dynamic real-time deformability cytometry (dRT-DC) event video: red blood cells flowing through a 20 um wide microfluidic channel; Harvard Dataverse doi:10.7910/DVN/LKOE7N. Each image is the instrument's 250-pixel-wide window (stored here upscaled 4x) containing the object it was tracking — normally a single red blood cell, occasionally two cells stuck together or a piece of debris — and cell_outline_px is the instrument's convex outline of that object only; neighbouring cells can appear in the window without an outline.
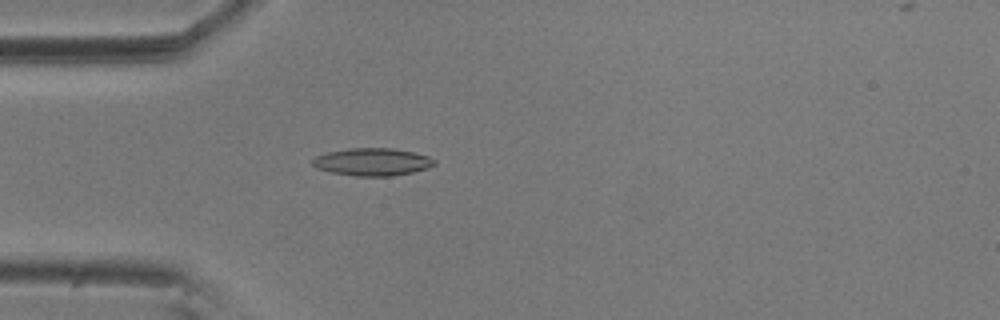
{"species": "common noctule bat (a hibernating species)", "species_latin": "Nyctalus noctula", "temperature_condition": "room temperature", "stored_images_in_passage": 55, "camera_frame_rate_fps": 3000, "um_per_image_px": 0.085, "animal": {"sex": "male", "body_mass_g": 20.5, "forearm_length_mm": 52.5}, "frame": {"image": 1, "passage_image": 15, "time_ms": 4.667, "image_size_px": [1000, 320], "cell_outline_px": [[436, 164], [428, 168], [412, 172], [392, 176], [356, 176], [332, 172], [316, 168], [312, 164], [312, 160], [316, 156], [328, 152], [348, 148], [392, 148], [412, 152], [428, 156], [436, 160]], "centroid_in_image_um": [31.66, 13.76], "position_along_channel_um": 53.3, "area_um2": 19.54}}
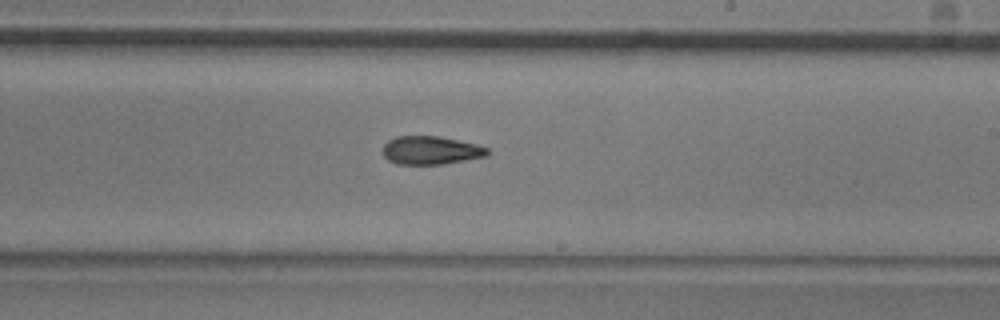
{"frame": {"image": 2, "passage_image": 32, "time_ms": 10.333, "image_size_px": [1000, 320], "cell_outline_px": [[488, 156], [440, 164], [396, 164], [388, 160], [384, 156], [384, 144], [388, 140], [396, 136], [440, 136], [476, 144], [488, 148]], "centroid_in_image_um": [36.61, 12.77], "position_along_channel_um": 252.4, "area_um2": 17.17}}
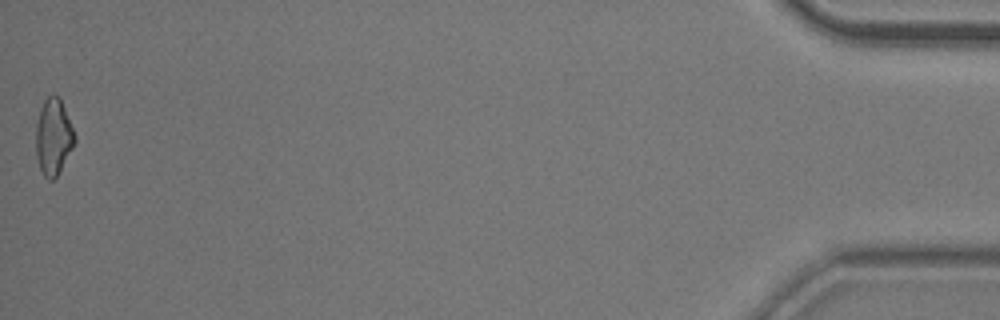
{"frame": {"image": 3, "passage_image": 55, "time_ms": 18.0, "image_size_px": [1000, 320], "cell_outline_px": [[76, 140], [72, 148], [56, 176], [52, 180], [48, 180], [44, 176], [40, 168], [36, 156], [36, 124], [40, 108], [44, 100], [52, 92], [60, 100], [64, 108], [76, 136]], "centroid_in_image_um": [4.52, 11.62], "position_along_channel_um": 430.7, "area_um2": 16.99}, "authors_computed_cell_mechanics": {"area_um2": 17.7446, "velocity_mm_per_s": 3.6131, "shape_relaxation_time_tau1_ms": 4.2474, "shape_relaxation_time_tau2_ms": 5.128, "deformation_change_tau1": 0.1289, "deformation_change_tau2": 0.1443}}